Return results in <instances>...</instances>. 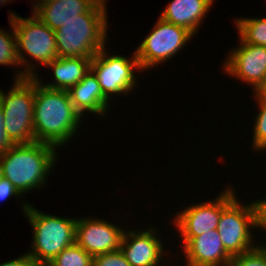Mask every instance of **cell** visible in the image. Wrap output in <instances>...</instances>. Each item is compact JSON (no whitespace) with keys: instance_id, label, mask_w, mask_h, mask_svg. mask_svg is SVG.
<instances>
[{"instance_id":"cell-1","label":"cell","mask_w":266,"mask_h":266,"mask_svg":"<svg viewBox=\"0 0 266 266\" xmlns=\"http://www.w3.org/2000/svg\"><path fill=\"white\" fill-rule=\"evenodd\" d=\"M35 78V141L60 147L73 138L82 116L75 110L68 91L42 86ZM74 133V134H73Z\"/></svg>"},{"instance_id":"cell-2","label":"cell","mask_w":266,"mask_h":266,"mask_svg":"<svg viewBox=\"0 0 266 266\" xmlns=\"http://www.w3.org/2000/svg\"><path fill=\"white\" fill-rule=\"evenodd\" d=\"M55 149V146L37 141L15 144L0 155V175L8 179L21 195L44 186L46 175L55 167Z\"/></svg>"},{"instance_id":"cell-3","label":"cell","mask_w":266,"mask_h":266,"mask_svg":"<svg viewBox=\"0 0 266 266\" xmlns=\"http://www.w3.org/2000/svg\"><path fill=\"white\" fill-rule=\"evenodd\" d=\"M106 0H100L80 18L65 22L55 30L58 57L93 58L107 38Z\"/></svg>"},{"instance_id":"cell-4","label":"cell","mask_w":266,"mask_h":266,"mask_svg":"<svg viewBox=\"0 0 266 266\" xmlns=\"http://www.w3.org/2000/svg\"><path fill=\"white\" fill-rule=\"evenodd\" d=\"M23 205V212L33 229V250L27 254L36 263L46 266L66 247L75 243L77 219L52 216L28 203Z\"/></svg>"},{"instance_id":"cell-5","label":"cell","mask_w":266,"mask_h":266,"mask_svg":"<svg viewBox=\"0 0 266 266\" xmlns=\"http://www.w3.org/2000/svg\"><path fill=\"white\" fill-rule=\"evenodd\" d=\"M9 15V21L12 20L16 36L17 56L20 66L21 64L22 66L27 65L26 71H20L15 80L35 77L36 73L32 72L35 66L29 64L21 52H26L34 60L39 61L40 64L47 65L58 57L55 32L34 14L27 19L21 18L15 12ZM30 65L31 67H29Z\"/></svg>"},{"instance_id":"cell-6","label":"cell","mask_w":266,"mask_h":266,"mask_svg":"<svg viewBox=\"0 0 266 266\" xmlns=\"http://www.w3.org/2000/svg\"><path fill=\"white\" fill-rule=\"evenodd\" d=\"M14 83L7 95L0 90L6 131L15 144L35 142V78L15 80Z\"/></svg>"},{"instance_id":"cell-7","label":"cell","mask_w":266,"mask_h":266,"mask_svg":"<svg viewBox=\"0 0 266 266\" xmlns=\"http://www.w3.org/2000/svg\"><path fill=\"white\" fill-rule=\"evenodd\" d=\"M193 34L187 29L166 22L161 17L136 49V57L141 70H147L169 60L185 46Z\"/></svg>"},{"instance_id":"cell-8","label":"cell","mask_w":266,"mask_h":266,"mask_svg":"<svg viewBox=\"0 0 266 266\" xmlns=\"http://www.w3.org/2000/svg\"><path fill=\"white\" fill-rule=\"evenodd\" d=\"M235 198L222 212L217 230L226 252L238 256L256 247L253 245L249 227L256 226V209L254 201L241 205Z\"/></svg>"},{"instance_id":"cell-9","label":"cell","mask_w":266,"mask_h":266,"mask_svg":"<svg viewBox=\"0 0 266 266\" xmlns=\"http://www.w3.org/2000/svg\"><path fill=\"white\" fill-rule=\"evenodd\" d=\"M107 52L102 48L92 59L91 70L96 75L103 95L110 100L109 94H126L134 89L137 83L133 70H141L136 53L127 59L124 55L106 57Z\"/></svg>"},{"instance_id":"cell-10","label":"cell","mask_w":266,"mask_h":266,"mask_svg":"<svg viewBox=\"0 0 266 266\" xmlns=\"http://www.w3.org/2000/svg\"><path fill=\"white\" fill-rule=\"evenodd\" d=\"M230 187L214 201L190 206L179 212L175 218L182 237H196L217 229L221 212L236 198Z\"/></svg>"},{"instance_id":"cell-11","label":"cell","mask_w":266,"mask_h":266,"mask_svg":"<svg viewBox=\"0 0 266 266\" xmlns=\"http://www.w3.org/2000/svg\"><path fill=\"white\" fill-rule=\"evenodd\" d=\"M234 48L224 63L225 73L240 78L254 87L255 93L263 86L266 73V46L245 43Z\"/></svg>"},{"instance_id":"cell-12","label":"cell","mask_w":266,"mask_h":266,"mask_svg":"<svg viewBox=\"0 0 266 266\" xmlns=\"http://www.w3.org/2000/svg\"><path fill=\"white\" fill-rule=\"evenodd\" d=\"M124 230L106 220H76L75 242L92 257L120 249Z\"/></svg>"},{"instance_id":"cell-13","label":"cell","mask_w":266,"mask_h":266,"mask_svg":"<svg viewBox=\"0 0 266 266\" xmlns=\"http://www.w3.org/2000/svg\"><path fill=\"white\" fill-rule=\"evenodd\" d=\"M155 229L123 233L120 249L131 266H157L163 256L161 239Z\"/></svg>"},{"instance_id":"cell-14","label":"cell","mask_w":266,"mask_h":266,"mask_svg":"<svg viewBox=\"0 0 266 266\" xmlns=\"http://www.w3.org/2000/svg\"><path fill=\"white\" fill-rule=\"evenodd\" d=\"M187 263L196 266H227L232 257L226 252L218 230L196 237H182Z\"/></svg>"},{"instance_id":"cell-15","label":"cell","mask_w":266,"mask_h":266,"mask_svg":"<svg viewBox=\"0 0 266 266\" xmlns=\"http://www.w3.org/2000/svg\"><path fill=\"white\" fill-rule=\"evenodd\" d=\"M75 110L83 116L86 111L104 115L109 106L108 99L103 95L99 81L90 69L85 77L68 90Z\"/></svg>"},{"instance_id":"cell-16","label":"cell","mask_w":266,"mask_h":266,"mask_svg":"<svg viewBox=\"0 0 266 266\" xmlns=\"http://www.w3.org/2000/svg\"><path fill=\"white\" fill-rule=\"evenodd\" d=\"M100 0H57L39 6L33 14L52 30L59 29L65 22L80 18Z\"/></svg>"},{"instance_id":"cell-17","label":"cell","mask_w":266,"mask_h":266,"mask_svg":"<svg viewBox=\"0 0 266 266\" xmlns=\"http://www.w3.org/2000/svg\"><path fill=\"white\" fill-rule=\"evenodd\" d=\"M212 4L213 0H172L160 17L194 35Z\"/></svg>"},{"instance_id":"cell-18","label":"cell","mask_w":266,"mask_h":266,"mask_svg":"<svg viewBox=\"0 0 266 266\" xmlns=\"http://www.w3.org/2000/svg\"><path fill=\"white\" fill-rule=\"evenodd\" d=\"M93 58L57 57L46 66L53 69L54 83L42 86L53 90H66L80 82L91 69Z\"/></svg>"},{"instance_id":"cell-19","label":"cell","mask_w":266,"mask_h":266,"mask_svg":"<svg viewBox=\"0 0 266 266\" xmlns=\"http://www.w3.org/2000/svg\"><path fill=\"white\" fill-rule=\"evenodd\" d=\"M236 27L245 43L266 46V17L237 19Z\"/></svg>"},{"instance_id":"cell-20","label":"cell","mask_w":266,"mask_h":266,"mask_svg":"<svg viewBox=\"0 0 266 266\" xmlns=\"http://www.w3.org/2000/svg\"><path fill=\"white\" fill-rule=\"evenodd\" d=\"M46 266H93V257L75 242Z\"/></svg>"},{"instance_id":"cell-21","label":"cell","mask_w":266,"mask_h":266,"mask_svg":"<svg viewBox=\"0 0 266 266\" xmlns=\"http://www.w3.org/2000/svg\"><path fill=\"white\" fill-rule=\"evenodd\" d=\"M255 95L260 110L254 122L253 148L266 150V95L261 93H255Z\"/></svg>"},{"instance_id":"cell-22","label":"cell","mask_w":266,"mask_h":266,"mask_svg":"<svg viewBox=\"0 0 266 266\" xmlns=\"http://www.w3.org/2000/svg\"><path fill=\"white\" fill-rule=\"evenodd\" d=\"M12 33L0 29V65H20L17 56L16 36L13 29L12 20L10 21ZM11 34V35H10Z\"/></svg>"},{"instance_id":"cell-23","label":"cell","mask_w":266,"mask_h":266,"mask_svg":"<svg viewBox=\"0 0 266 266\" xmlns=\"http://www.w3.org/2000/svg\"><path fill=\"white\" fill-rule=\"evenodd\" d=\"M260 246L232 257L227 266H266V245Z\"/></svg>"},{"instance_id":"cell-24","label":"cell","mask_w":266,"mask_h":266,"mask_svg":"<svg viewBox=\"0 0 266 266\" xmlns=\"http://www.w3.org/2000/svg\"><path fill=\"white\" fill-rule=\"evenodd\" d=\"M93 266H131L121 249L96 255L93 257Z\"/></svg>"},{"instance_id":"cell-25","label":"cell","mask_w":266,"mask_h":266,"mask_svg":"<svg viewBox=\"0 0 266 266\" xmlns=\"http://www.w3.org/2000/svg\"><path fill=\"white\" fill-rule=\"evenodd\" d=\"M4 118L5 116L0 104V155L5 154L10 148L15 145L6 131Z\"/></svg>"},{"instance_id":"cell-26","label":"cell","mask_w":266,"mask_h":266,"mask_svg":"<svg viewBox=\"0 0 266 266\" xmlns=\"http://www.w3.org/2000/svg\"><path fill=\"white\" fill-rule=\"evenodd\" d=\"M20 196L14 185L6 178L0 175V201H4L11 196Z\"/></svg>"},{"instance_id":"cell-27","label":"cell","mask_w":266,"mask_h":266,"mask_svg":"<svg viewBox=\"0 0 266 266\" xmlns=\"http://www.w3.org/2000/svg\"><path fill=\"white\" fill-rule=\"evenodd\" d=\"M256 209V226L266 230V199L254 202Z\"/></svg>"},{"instance_id":"cell-28","label":"cell","mask_w":266,"mask_h":266,"mask_svg":"<svg viewBox=\"0 0 266 266\" xmlns=\"http://www.w3.org/2000/svg\"><path fill=\"white\" fill-rule=\"evenodd\" d=\"M0 266H41L36 263L27 253L17 259L0 264Z\"/></svg>"},{"instance_id":"cell-29","label":"cell","mask_w":266,"mask_h":266,"mask_svg":"<svg viewBox=\"0 0 266 266\" xmlns=\"http://www.w3.org/2000/svg\"><path fill=\"white\" fill-rule=\"evenodd\" d=\"M37 1V0H36ZM53 1H57V0H38V4H34V6H33V12L39 7V6H41V5H43V4H46V3H50V2H53Z\"/></svg>"},{"instance_id":"cell-30","label":"cell","mask_w":266,"mask_h":266,"mask_svg":"<svg viewBox=\"0 0 266 266\" xmlns=\"http://www.w3.org/2000/svg\"><path fill=\"white\" fill-rule=\"evenodd\" d=\"M256 93H261V94L266 95V73L264 76V84Z\"/></svg>"},{"instance_id":"cell-31","label":"cell","mask_w":266,"mask_h":266,"mask_svg":"<svg viewBox=\"0 0 266 266\" xmlns=\"http://www.w3.org/2000/svg\"><path fill=\"white\" fill-rule=\"evenodd\" d=\"M9 0H0V4H3L5 5L6 3L5 2H8Z\"/></svg>"},{"instance_id":"cell-32","label":"cell","mask_w":266,"mask_h":266,"mask_svg":"<svg viewBox=\"0 0 266 266\" xmlns=\"http://www.w3.org/2000/svg\"><path fill=\"white\" fill-rule=\"evenodd\" d=\"M187 266H196V265H192V264L187 263Z\"/></svg>"}]
</instances>
